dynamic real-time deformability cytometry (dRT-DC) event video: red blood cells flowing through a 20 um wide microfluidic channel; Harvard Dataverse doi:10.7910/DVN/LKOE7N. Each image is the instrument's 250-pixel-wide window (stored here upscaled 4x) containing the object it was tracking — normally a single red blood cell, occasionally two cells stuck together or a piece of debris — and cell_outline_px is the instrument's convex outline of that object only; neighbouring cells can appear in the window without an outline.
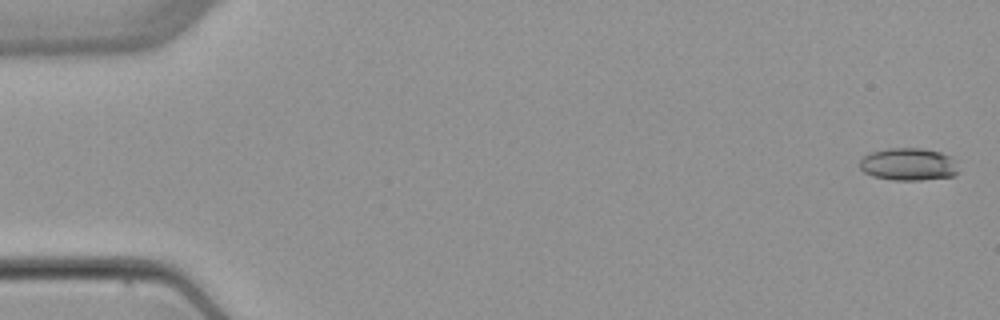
{"species": "common noctule bat (a hibernating species)", "species_latin": "Nyctalus noctula", "temperature_condition": "warm", "stored_images_in_passage": 5, "camera_frame_rate_fps": 3000, "um_per_image_px": 0.085, "animal": {"sex": "female", "body_mass_g": 22.7, "forearm_length_mm": 54.2}, "frame": {"image": 1, "passage_image": 1, "time_ms": 0.0, "image_size_px": [1000, 320], "cell_outline_px": [[960, 172], [952, 176], [920, 180], [892, 180], [872, 176], [864, 172], [860, 168], [860, 160], [864, 156], [872, 152], [888, 148], [920, 148], [940, 152], [952, 156]], "centroid_in_image_um": [77.23, 13.97], "position_along_channel_um": 7.8, "area_um2": 18.79}}
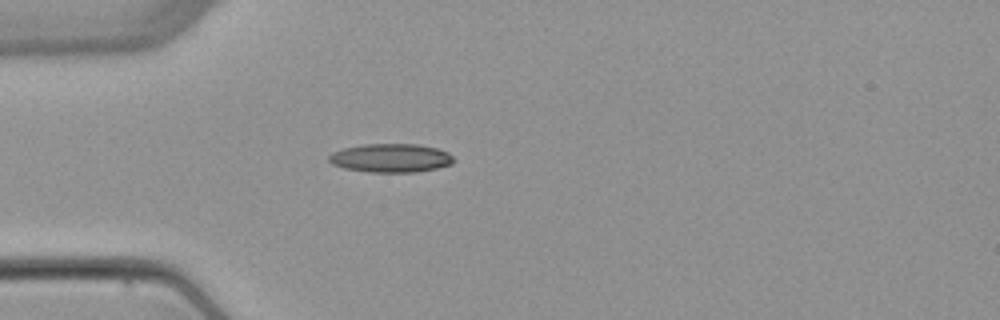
{"frame": {"image": 2, "passage_image": 5, "time_ms": 4.667, "image_size_px": [1000, 320], "cell_outline_px": [[456, 160], [452, 164], [436, 168], [416, 172], [368, 172], [344, 168], [332, 164], [328, 160], [328, 156], [332, 152], [344, 148], [364, 144], [420, 144], [436, 148], [448, 152]], "centroid_in_image_um": [33.22, 13.43], "position_along_channel_um": 51.8, "area_um2": 20.92}}